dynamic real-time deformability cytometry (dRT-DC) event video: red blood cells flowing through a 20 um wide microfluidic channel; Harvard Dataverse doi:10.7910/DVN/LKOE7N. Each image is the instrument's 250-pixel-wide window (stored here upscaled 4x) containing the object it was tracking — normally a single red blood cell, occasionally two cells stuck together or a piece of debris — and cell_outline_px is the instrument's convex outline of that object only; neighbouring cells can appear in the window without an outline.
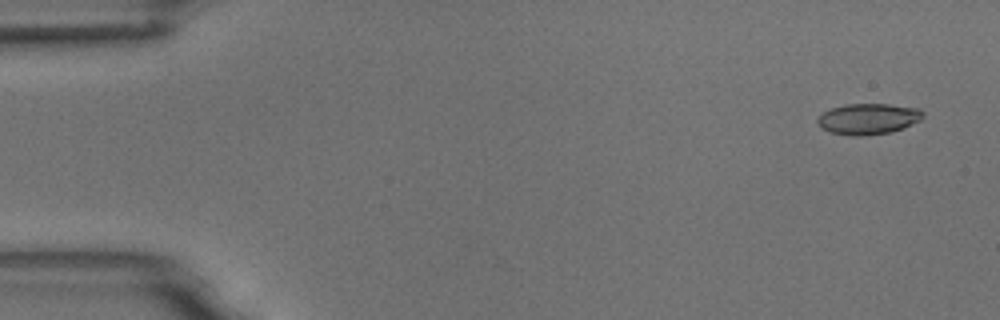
{"species": "common noctule bat (a hibernating species)", "species_latin": "Nyctalus noctula", "temperature_condition": "room temperature", "stored_images_in_passage": 4, "camera_frame_rate_fps": 3000, "um_per_image_px": 0.085, "animal": {"sex": "male", "body_mass_g": 18.8}, "frame": {"image": 1, "passage_image": 1, "time_ms": 0.0, "image_size_px": [1000, 320], "cell_outline_px": [[924, 116], [920, 120], [904, 128], [892, 132], [860, 136], [852, 136], [828, 132], [820, 128], [816, 120], [824, 112], [832, 108], [848, 104], [888, 104], [920, 108], [924, 112]], "centroid_in_image_um": [73.81, 10.11], "position_along_channel_um": 11.2, "area_um2": 19.13}}